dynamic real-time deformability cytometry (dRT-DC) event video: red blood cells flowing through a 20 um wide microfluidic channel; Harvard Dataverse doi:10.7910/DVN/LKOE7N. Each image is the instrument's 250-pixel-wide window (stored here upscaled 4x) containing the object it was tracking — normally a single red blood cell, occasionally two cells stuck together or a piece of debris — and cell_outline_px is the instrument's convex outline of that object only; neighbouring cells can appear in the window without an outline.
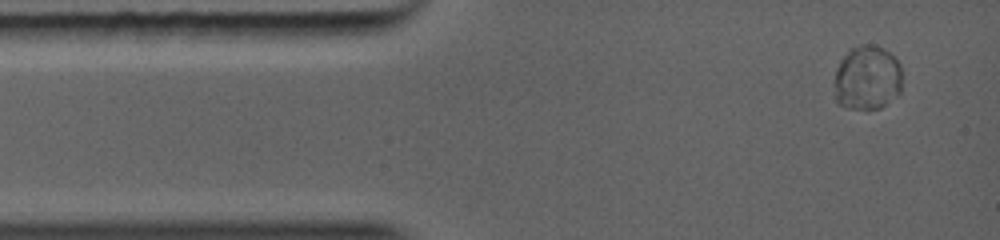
{"species": "common noctule bat (a hibernating species)", "species_latin": "Nyctalus noctula", "temperature_condition": "warm", "stored_images_in_passage": 30, "camera_frame_rate_fps": 5000, "um_per_image_px": 0.085, "animal": {"sex": "female", "body_mass_g": 19.0, "forearm_length_mm": 56.7}, "frame": {"image": 1, "passage_image": 1, "time_ms": 0.0, "image_size_px": [1000, 240], "cell_outline_px": [[900, 92], [896, 96], [884, 104], [872, 108], [868, 108], [840, 104], [836, 100], [832, 84], [836, 68], [840, 60], [852, 48], [860, 44], [872, 44], [884, 48], [900, 64]], "centroid_in_image_um": [73.67, 6.56], "position_along_channel_um": 11.3, "area_um2": 25.09}}
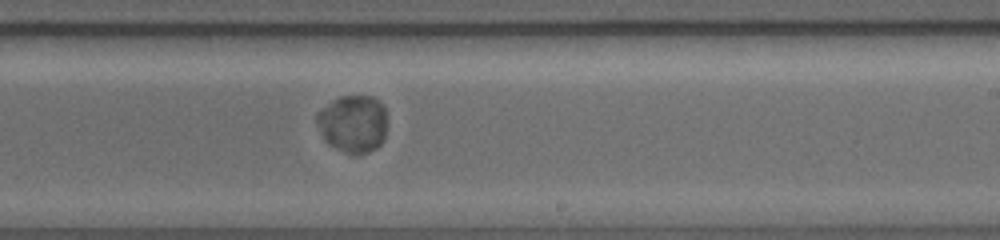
{"frame": {"image": 2, "passage_image": 14, "time_ms": 6.4, "image_size_px": [1000, 240], "cell_outline_px": [[384, 136], [380, 144], [376, 148], [364, 152], [348, 152], [332, 144], [328, 140], [320, 116], [320, 112], [332, 100], [340, 96], [372, 96], [384, 108]], "centroid_in_image_um": [30.1, 10.46], "position_along_channel_um": 258.9, "area_um2": 21.56}}
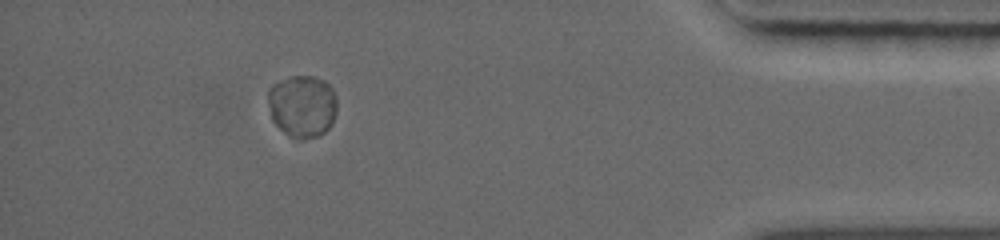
{"frame": {"image": 3, "passage_image": 25, "time_ms": 10.6, "image_size_px": [1000, 240], "cell_outline_px": [[336, 108], [332, 120], [328, 128], [324, 132], [316, 136], [304, 136], [284, 128], [276, 124], [272, 116], [268, 92], [276, 84], [292, 76], [312, 76], [324, 80], [332, 88], [336, 96]], "centroid_in_image_um": [25.76, 8.92], "position_along_channel_um": 409.4, "area_um2": 23.41}}